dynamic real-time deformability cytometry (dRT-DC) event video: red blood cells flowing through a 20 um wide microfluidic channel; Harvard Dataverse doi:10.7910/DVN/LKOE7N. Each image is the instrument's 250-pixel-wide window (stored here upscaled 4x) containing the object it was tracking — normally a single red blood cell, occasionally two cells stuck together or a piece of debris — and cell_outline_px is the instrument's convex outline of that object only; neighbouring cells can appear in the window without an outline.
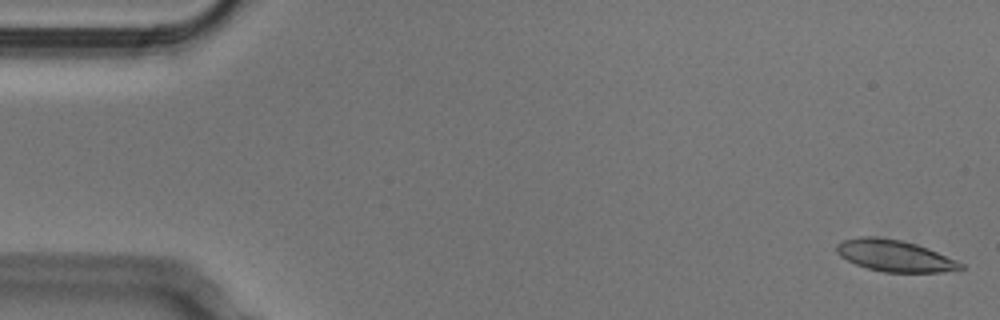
{"species": "Egyptian fruit bat (a non-hibernating species)", "species_latin": "Rousettus aegyptiacus", "temperature_condition": "cold", "stored_images_in_passage": 52, "camera_frame_rate_fps": 3000, "um_per_image_px": 0.085, "animal": {"sex": "male"}, "frame": {"image": 1, "passage_image": 1, "time_ms": 0.0, "image_size_px": [1000, 320], "cell_outline_px": [[964, 268], [940, 272], [884, 272], [868, 268], [856, 264], [840, 256], [836, 252], [836, 244], [844, 240], [860, 236], [876, 236], [900, 240], [916, 244], [928, 248], [956, 260], [964, 264]], "centroid_in_image_um": [76.03, 21.73], "position_along_channel_um": 9.0, "area_um2": 22.66}}
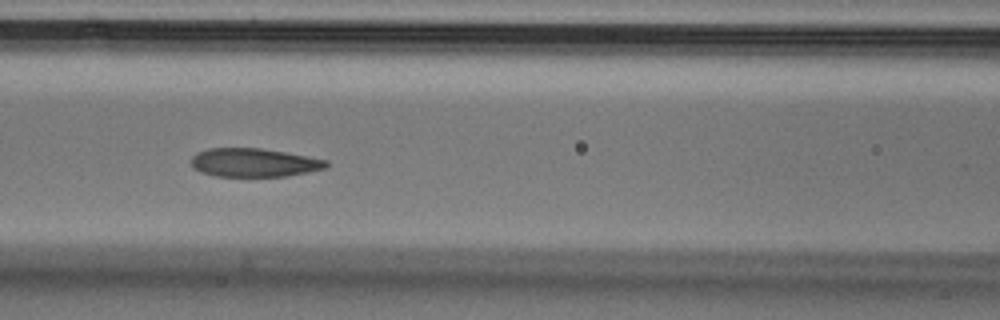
{"frame": {"image": 2, "passage_image": 22, "time_ms": 7.0, "image_size_px": [1000, 320], "cell_outline_px": [[328, 168], [308, 172], [284, 176], [216, 176], [200, 172], [192, 168], [192, 156], [196, 152], [208, 148], [260, 148], [284, 152], [328, 160]], "centroid_in_image_um": [21.57, 13.82], "position_along_channel_um": 145.0, "area_um2": 22.48}}
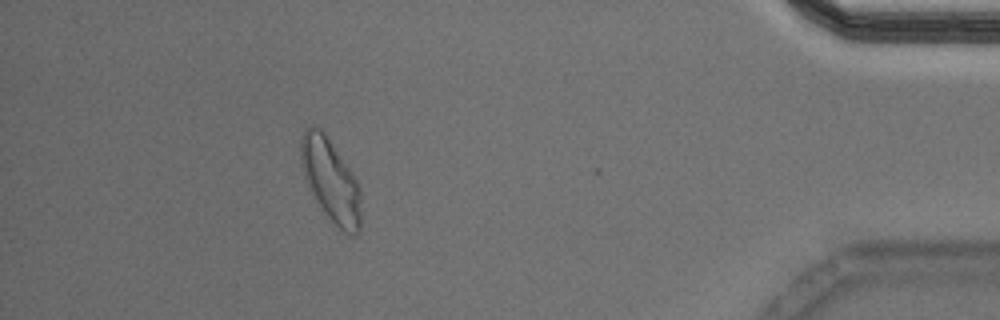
{"frame": {"image": 3, "passage_image": 47, "time_ms": 15.333, "image_size_px": [1000, 320], "cell_outline_px": [[360, 228], [352, 236], [344, 232], [324, 212], [308, 184], [304, 176], [300, 156], [300, 136], [304, 128], [312, 124], [316, 124], [324, 132], [360, 184]], "centroid_in_image_um": [28.09, 15.26], "position_along_channel_um": 407.1, "area_um2": 28.73}, "authors_computed_cell_mechanics": {"area_um2": 23.7558, "velocity_mm_per_s": 3.7686, "shape_relaxation_time_tau1_ms": 4.8673, "shape_relaxation_time_tau2_ms": 1.7578, "deformation_change_tau1": 0.158, "deformation_change_tau2": 0.0679}}